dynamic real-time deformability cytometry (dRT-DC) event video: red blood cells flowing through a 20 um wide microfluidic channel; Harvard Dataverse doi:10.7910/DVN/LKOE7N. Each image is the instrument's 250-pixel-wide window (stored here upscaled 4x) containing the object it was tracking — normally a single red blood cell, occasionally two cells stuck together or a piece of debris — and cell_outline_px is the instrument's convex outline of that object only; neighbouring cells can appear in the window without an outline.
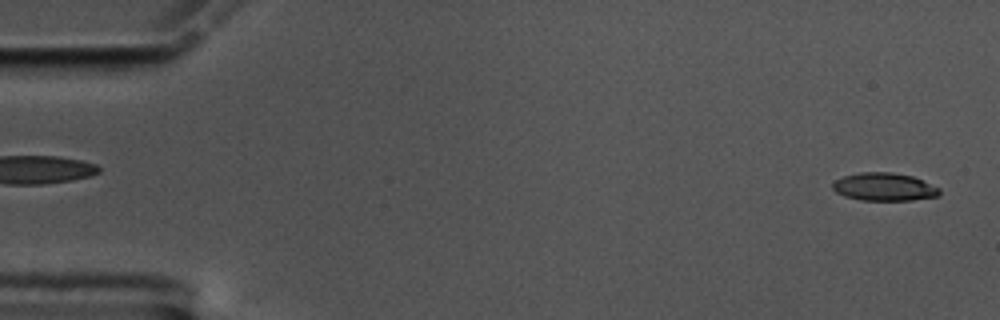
{"species": "common noctule bat (a hibernating species)", "species_latin": "Nyctalus noctula", "temperature_condition": "cold", "stored_images_in_passage": 56, "camera_frame_rate_fps": 3000, "um_per_image_px": 0.085, "animal": {"sex": "male", "body_mass_g": 17.5, "forearm_length_mm": 52.3}, "frame": {"image": 1, "passage_image": 2, "time_ms": 0.333, "image_size_px": [1000, 320], "cell_outline_px": [[940, 196], [912, 200], [860, 200], [844, 196], [836, 192], [832, 188], [832, 184], [836, 180], [844, 176], [860, 172], [892, 172], [912, 176], [940, 188]], "centroid_in_image_um": [75.16, 15.89], "position_along_channel_um": 9.8, "area_um2": 17.4}}
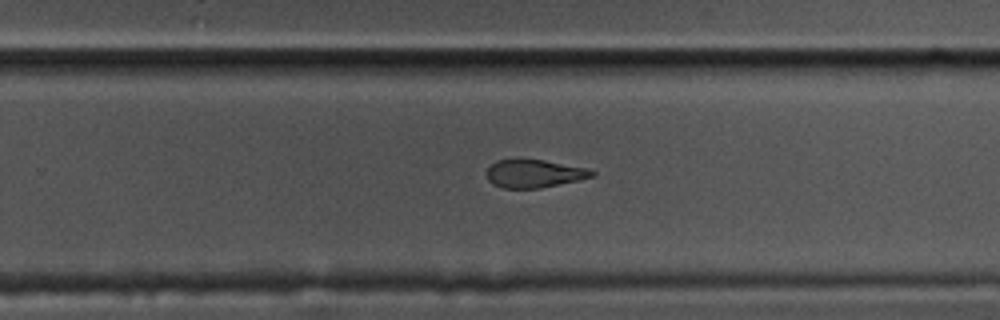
{"frame": {"image": 2, "passage_image": 36, "time_ms": 11.667, "image_size_px": [1000, 320], "cell_outline_px": [[596, 176], [580, 180], [540, 188], [504, 188], [492, 184], [488, 180], [484, 172], [496, 160], [544, 160], [588, 168], [596, 172]], "centroid_in_image_um": [45.42, 14.76], "position_along_channel_um": 284.4, "area_um2": 17.28}}
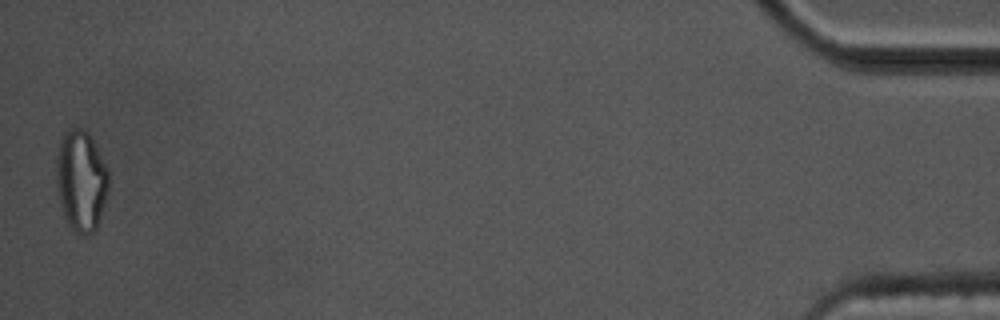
{"frame": {"image": 3, "passage_image": 56, "time_ms": 18.333, "image_size_px": [1000, 320], "cell_outline_px": [[108, 188], [100, 216], [96, 228], [88, 236], [80, 236], [64, 220], [56, 188], [56, 156], [64, 132], [72, 128], [80, 128], [88, 132], [108, 172]], "centroid_in_image_um": [6.85, 15.4], "position_along_channel_um": 428.3, "area_um2": 30.58}, "authors_computed_cell_mechanics": {"area_um2": 18.7272, "velocity_mm_per_s": 3.5513, "shape_relaxation_time_tau1_ms": 5.8132, "shape_relaxation_time_tau2_ms": 6.512, "deformation_change_tau1": 0.1848, "deformation_change_tau2": 0.1574}}